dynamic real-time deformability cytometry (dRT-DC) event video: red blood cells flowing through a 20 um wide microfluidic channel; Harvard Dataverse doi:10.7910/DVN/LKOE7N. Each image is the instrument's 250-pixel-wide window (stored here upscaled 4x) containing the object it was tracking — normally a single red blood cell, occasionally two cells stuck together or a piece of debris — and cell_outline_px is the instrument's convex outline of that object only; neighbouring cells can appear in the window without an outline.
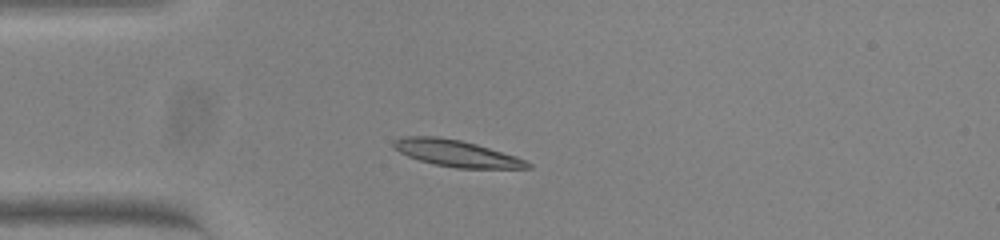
{"species": "common noctule bat (a hibernating species)", "species_latin": "Nyctalus noctula", "temperature_condition": "warm", "stored_images_in_passage": 41, "camera_frame_rate_fps": 3000, "um_per_image_px": 0.085, "animal": {"sex": "female", "body_mass_g": 23.0, "forearm_length_mm": 53.4}, "frame": {"image": 1, "passage_image": 1, "time_ms": 0.0, "image_size_px": [1000, 240], "cell_outline_px": [[532, 168], [456, 168], [432, 164], [408, 156], [400, 152], [392, 144], [392, 140], [400, 136], [436, 136], [460, 140], [476, 144], [516, 156], [532, 164]], "centroid_in_image_um": [38.76, 13.03], "position_along_channel_um": 46.2, "area_um2": 20.69}}
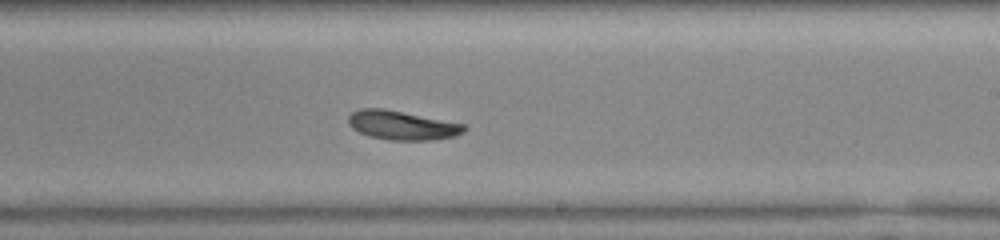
{"frame": {"image": 2, "passage_image": 19, "time_ms": 6.0, "image_size_px": [1000, 240], "cell_outline_px": [[468, 128], [464, 132], [456, 136], [432, 140], [392, 140], [368, 136], [352, 128], [348, 124], [348, 116], [352, 112], [360, 108], [384, 108], [464, 124]], "centroid_in_image_um": [34.17, 10.65], "position_along_channel_um": 254.8, "area_um2": 19.65}}
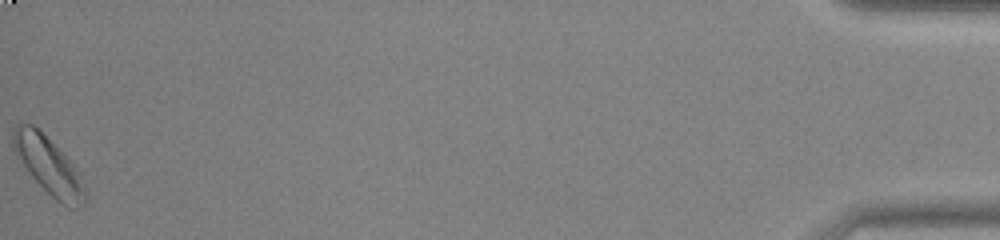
{"frame": {"image": 3, "passage_image": 41, "time_ms": 13.333, "image_size_px": [1000, 240], "cell_outline_px": [[88, 196], [84, 204], [76, 208], [68, 208], [56, 200], [32, 176], [12, 148], [12, 128], [20, 120], [32, 124], [40, 128], [64, 152], [80, 172], [88, 192]], "centroid_in_image_um": [4.17, 14.02], "position_along_channel_um": 431.0, "area_um2": 24.85}}